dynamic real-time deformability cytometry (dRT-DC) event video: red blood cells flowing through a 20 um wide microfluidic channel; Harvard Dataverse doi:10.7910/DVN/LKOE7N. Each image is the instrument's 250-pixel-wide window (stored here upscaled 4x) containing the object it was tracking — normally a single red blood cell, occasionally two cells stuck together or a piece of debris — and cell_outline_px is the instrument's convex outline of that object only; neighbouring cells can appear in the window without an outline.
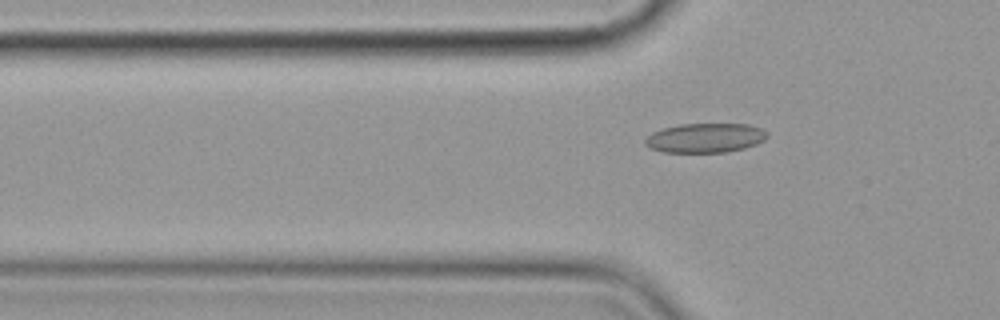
{"species": "common noctule bat (a hibernating species)", "species_latin": "Nyctalus noctula", "temperature_condition": "cold", "stored_images_in_passage": 7, "segment_of_instrument_passage": [2, 2], "camera_frame_rate_fps": 3000, "um_per_image_px": 0.085, "animal": {"sex": "female", "body_mass_g": 19.9}, "frame": {"image": 1, "passage_image": 7, "time_ms": 7.333, "image_size_px": [1000, 320], "cell_outline_px": [[768, 136], [764, 140], [756, 144], [744, 148], [728, 152], [664, 152], [648, 148], [644, 144], [644, 140], [652, 132], [664, 128], [680, 124], [748, 124], [760, 128], [768, 132]], "centroid_in_image_um": [59.94, 11.72], "position_along_channel_um": 65.9, "area_um2": 20.98}}